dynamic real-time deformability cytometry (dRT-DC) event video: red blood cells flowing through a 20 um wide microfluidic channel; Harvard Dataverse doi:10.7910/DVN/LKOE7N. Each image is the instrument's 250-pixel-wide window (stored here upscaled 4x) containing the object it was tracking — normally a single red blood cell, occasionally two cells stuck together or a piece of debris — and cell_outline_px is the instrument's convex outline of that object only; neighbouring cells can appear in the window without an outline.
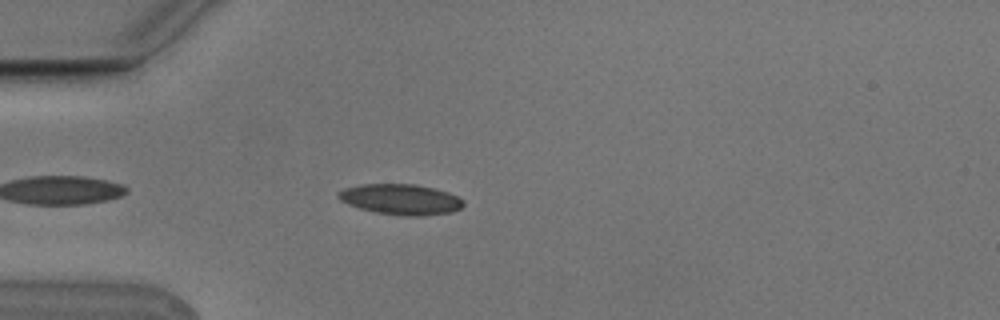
{"species": "Egyptian fruit bat (a non-hibernating species)", "species_latin": "Rousettus aegyptiacus", "temperature_condition": "cold", "stored_images_in_passage": 4, "camera_frame_rate_fps": 3000, "um_per_image_px": 0.085, "animal": {"sex": "male"}, "frame": {"image": 1, "passage_image": 4, "time_ms": 1.0, "image_size_px": [1000, 320], "cell_outline_px": [[464, 204], [460, 208], [452, 212], [420, 216], [404, 216], [376, 212], [360, 208], [348, 204], [340, 200], [336, 196], [336, 192], [344, 188], [360, 184], [416, 184], [448, 192], [464, 200]], "centroid_in_image_um": [34.04, 16.94], "position_along_channel_um": 51.0, "area_um2": 22.31}}